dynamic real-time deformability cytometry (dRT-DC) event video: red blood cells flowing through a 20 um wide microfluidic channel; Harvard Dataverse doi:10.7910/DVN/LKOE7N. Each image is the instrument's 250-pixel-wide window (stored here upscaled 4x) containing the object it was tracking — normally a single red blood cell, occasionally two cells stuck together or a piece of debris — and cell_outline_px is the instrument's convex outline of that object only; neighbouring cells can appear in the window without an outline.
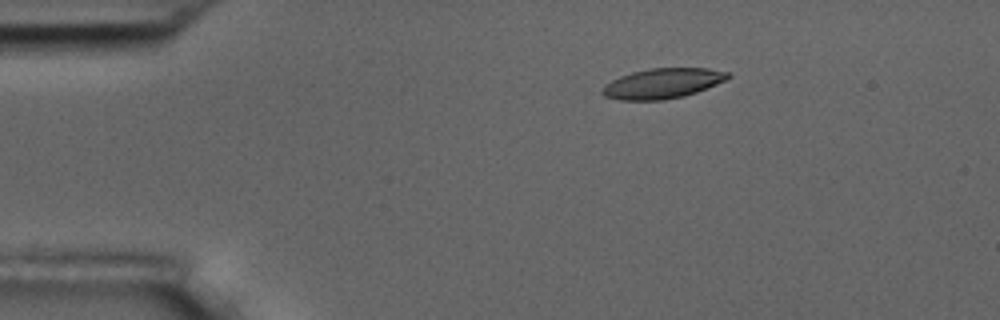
{"species": "common noctule bat (a hibernating species)", "species_latin": "Nyctalus noctula", "temperature_condition": "room temperature", "stored_images_in_passage": 4, "camera_frame_rate_fps": 3000, "um_per_image_px": 0.085, "animal": {"sex": "male", "body_mass_g": 17.5, "forearm_length_mm": 52.3}, "frame": {"image": 1, "passage_image": 2, "time_ms": 1.333, "image_size_px": [1000, 320], "cell_outline_px": [[732, 76], [716, 84], [696, 92], [684, 96], [664, 100], [620, 100], [604, 96], [600, 92], [600, 88], [604, 84], [620, 76], [632, 72], [652, 68], [708, 68], [728, 72]], "centroid_in_image_um": [56.27, 7.09], "position_along_channel_um": 28.7, "area_um2": 22.08}}
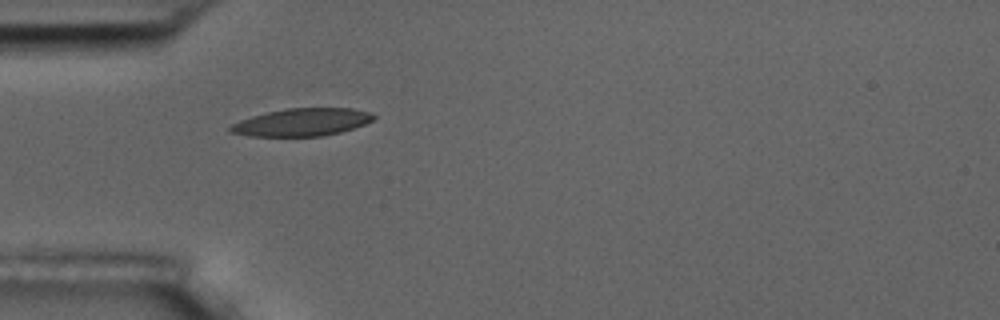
{"frame": {"image": 2, "passage_image": 4, "time_ms": 3.667, "image_size_px": [1000, 320], "cell_outline_px": [[376, 116], [372, 120], [364, 124], [340, 132], [324, 136], [248, 136], [228, 132], [228, 128], [232, 124], [240, 120], [252, 116], [284, 108], [352, 108], [372, 112]], "centroid_in_image_um": [25.65, 10.38], "position_along_channel_um": 59.4, "area_um2": 23.12}}